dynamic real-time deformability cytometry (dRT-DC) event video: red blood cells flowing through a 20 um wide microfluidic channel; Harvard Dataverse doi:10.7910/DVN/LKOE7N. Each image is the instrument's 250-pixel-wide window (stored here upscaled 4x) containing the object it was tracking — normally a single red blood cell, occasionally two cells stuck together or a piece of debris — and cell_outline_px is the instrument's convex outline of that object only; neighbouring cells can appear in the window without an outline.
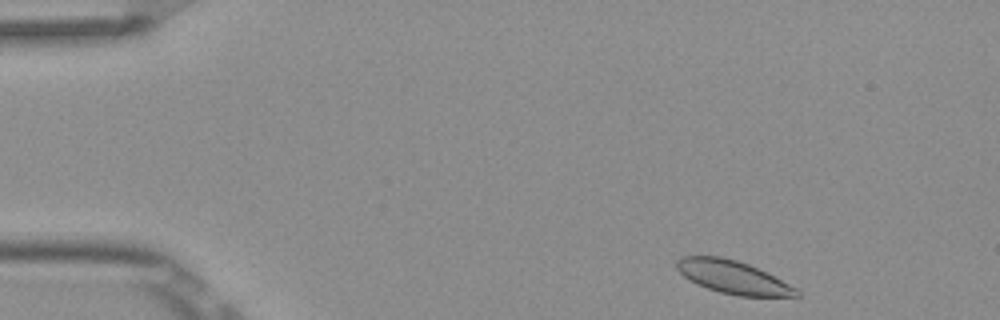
{"species": "Egyptian fruit bat (a non-hibernating species)", "species_latin": "Rousettus aegyptiacus", "temperature_condition": "room temperature", "stored_images_in_passage": 6, "camera_frame_rate_fps": 3000, "um_per_image_px": 0.085, "frame": {"image": 1, "passage_image": 1, "time_ms": 0.0, "image_size_px": [1000, 320], "cell_outline_px": [[800, 296], [736, 296], [720, 292], [708, 288], [684, 276], [676, 268], [676, 260], [680, 256], [720, 256], [736, 260], [748, 264], [796, 288], [800, 292]], "centroid_in_image_um": [62.27, 23.55], "position_along_channel_um": 22.7, "area_um2": 22.54}}
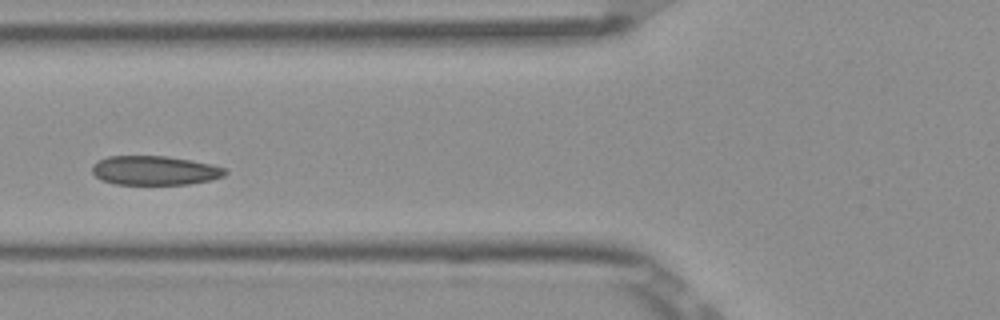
{"frame": {"image": 2, "passage_image": 5, "time_ms": 1.333, "image_size_px": [1000, 320], "cell_outline_px": [[228, 172], [224, 176], [212, 180], [188, 184], [116, 184], [100, 180], [92, 172], [92, 164], [96, 160], [108, 156], [168, 156], [192, 160], [212, 164], [228, 168]], "centroid_in_image_um": [13.17, 14.48], "position_along_channel_um": 112.6, "area_um2": 22.95}}
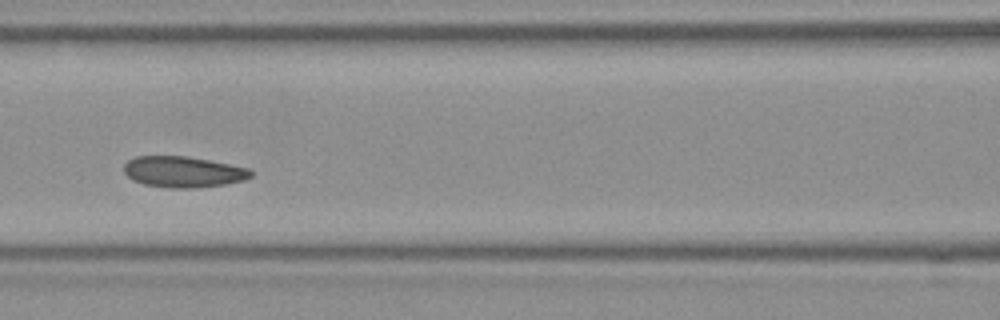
{"frame": {"image": 3, "passage_image": 6, "time_ms": 1.667, "image_size_px": [1000, 320], "cell_outline_px": [[252, 176], [244, 180], [228, 184], [200, 188], [172, 188], [144, 184], [132, 180], [124, 172], [124, 164], [128, 160], [136, 156], [188, 156], [248, 168], [252, 172]], "centroid_in_image_um": [15.57, 14.61], "position_along_channel_um": 151.0, "area_um2": 23.0}}